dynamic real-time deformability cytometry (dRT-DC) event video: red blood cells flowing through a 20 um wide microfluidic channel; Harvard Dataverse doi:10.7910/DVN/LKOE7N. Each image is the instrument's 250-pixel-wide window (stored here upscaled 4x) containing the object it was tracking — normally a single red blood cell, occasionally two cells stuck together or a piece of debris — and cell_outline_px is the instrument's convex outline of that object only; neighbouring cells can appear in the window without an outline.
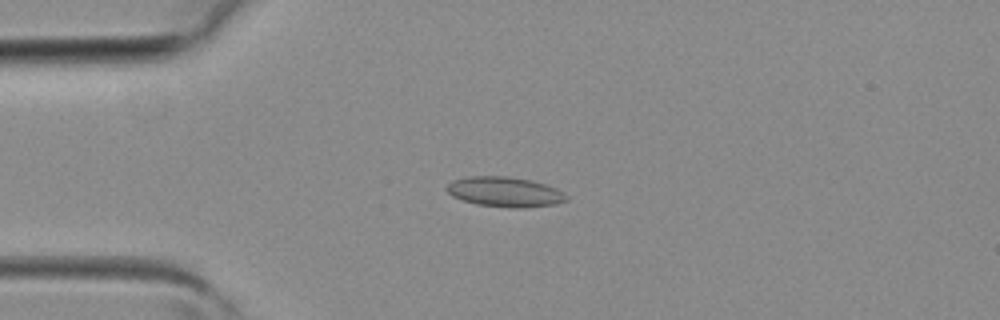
{"species": "common noctule bat (a hibernating species)", "species_latin": "Nyctalus noctula", "temperature_condition": "room temperature", "stored_images_in_passage": 2, "camera_frame_rate_fps": 3000, "um_per_image_px": 0.085, "animal": {"sex": "female", "body_mass_g": 19.3, "forearm_length_mm": 54.1}, "frame": {"image": 1, "passage_image": 2, "time_ms": 0.333, "image_size_px": [1000, 320], "cell_outline_px": [[568, 200], [556, 204], [524, 208], [512, 208], [476, 204], [452, 196], [444, 188], [452, 180], [468, 176], [508, 176], [532, 180], [556, 188], [564, 192], [568, 196]], "centroid_in_image_um": [42.92, 16.31], "position_along_channel_um": 42.1, "area_um2": 21.1}}